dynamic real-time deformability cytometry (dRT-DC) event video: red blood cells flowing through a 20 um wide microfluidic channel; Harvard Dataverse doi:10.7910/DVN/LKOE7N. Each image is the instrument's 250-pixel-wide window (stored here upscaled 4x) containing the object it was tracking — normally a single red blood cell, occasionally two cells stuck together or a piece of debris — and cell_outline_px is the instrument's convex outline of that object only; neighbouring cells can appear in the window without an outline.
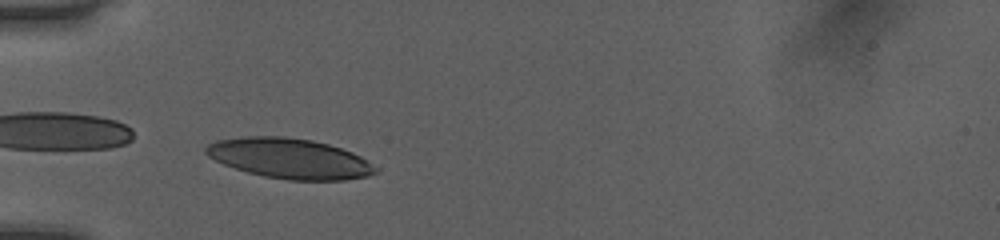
{"species": "human", "species_latin": "Homo sapiens", "temperature_condition": "room temperature", "stored_images_in_passage": 34, "camera_frame_rate_fps": 3000, "um_per_image_px": 0.085, "donor": {"sex": "female"}, "frame": {"image": 1, "passage_image": 1, "time_ms": 0.0, "image_size_px": [1000, 240], "cell_outline_px": [[380, 168], [376, 172], [368, 176], [344, 180], [288, 180], [264, 176], [248, 172], [224, 164], [208, 156], [204, 152], [204, 148], [208, 144], [216, 140], [244, 136], [284, 136], [312, 140], [328, 144], [352, 152], [368, 160]], "centroid_in_image_um": [24.63, 13.46], "position_along_channel_um": 60.4, "area_um2": 39.82}}
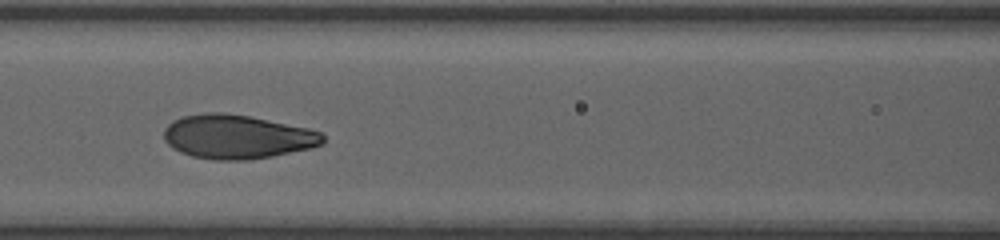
{"frame": {"image": 2, "passage_image": 8, "time_ms": 2.333, "image_size_px": [1000, 240], "cell_outline_px": [[324, 144], [312, 148], [272, 156], [248, 160], [212, 160], [192, 156], [180, 152], [172, 148], [164, 140], [164, 128], [172, 120], [180, 116], [204, 112], [220, 112], [248, 116], [308, 128], [320, 132], [324, 136]], "centroid_in_image_um": [20.13, 11.62], "position_along_channel_um": 146.5, "area_um2": 40.98}}
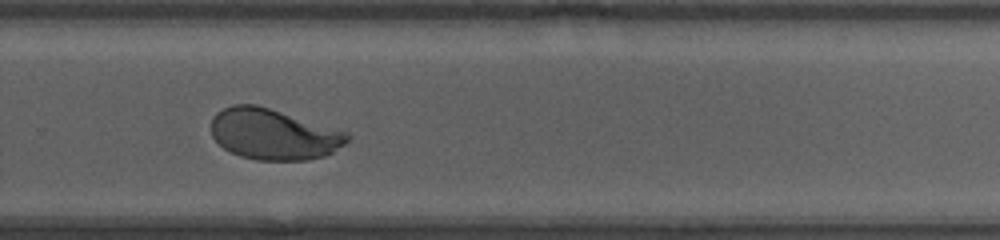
{"frame": {"image": 3, "passage_image": 20, "time_ms": 6.333, "image_size_px": [1000, 240], "cell_outline_px": [[352, 136], [344, 144], [332, 152], [324, 156], [308, 160], [256, 160], [240, 156], [224, 148], [212, 136], [212, 116], [216, 112], [232, 104], [256, 104], [348, 132]], "centroid_in_image_um": [23.24, 11.41], "position_along_channel_um": 306.6, "area_um2": 40.23}, "authors_computed_cell_mechanics": {"area_um2": 40.7201, "velocity_mm_per_s": 4.0178, "shape_relaxation_time_tau1_ms": 2.9198, "shape_relaxation_time_tau2_ms": null, "deformation_change_tau1": 0.1701, "deformation_change_tau2": null}}